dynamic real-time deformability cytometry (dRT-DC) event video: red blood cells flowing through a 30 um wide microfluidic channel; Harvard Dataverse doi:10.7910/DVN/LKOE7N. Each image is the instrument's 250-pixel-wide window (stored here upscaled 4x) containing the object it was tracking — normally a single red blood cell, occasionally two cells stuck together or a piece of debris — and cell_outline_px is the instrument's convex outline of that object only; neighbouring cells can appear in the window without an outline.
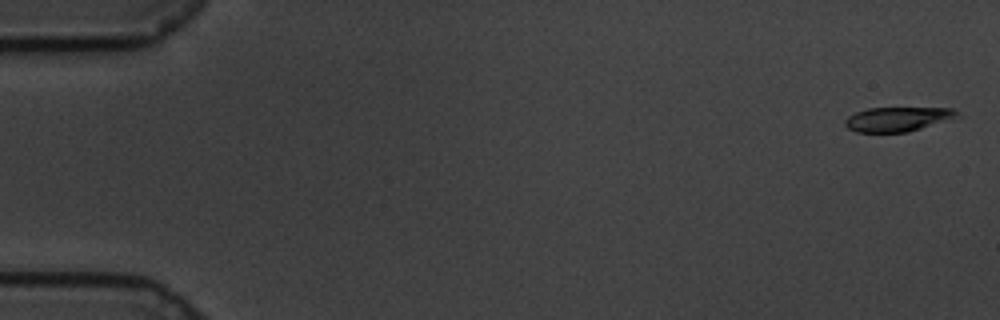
{"species": "common noctule bat (a hibernating species)", "species_latin": "Nyctalus noctula", "temperature_condition": "cold", "stored_images_in_passage": 10, "camera_frame_rate_fps": 3000, "um_per_image_px": 0.085, "animal": {"sex": "male", "body_mass_g": 19.5, "forearm_length_mm": 54.6}, "frame": {"image": 1, "passage_image": 1, "time_ms": 0.0, "image_size_px": [1000, 320], "cell_outline_px": [[956, 112], [952, 116], [920, 128], [908, 132], [856, 132], [848, 128], [844, 124], [844, 120], [848, 116], [856, 112], [868, 108], [952, 108]], "centroid_in_image_um": [76.11, 10.13], "position_along_channel_um": 8.9, "area_um2": 15.26}}